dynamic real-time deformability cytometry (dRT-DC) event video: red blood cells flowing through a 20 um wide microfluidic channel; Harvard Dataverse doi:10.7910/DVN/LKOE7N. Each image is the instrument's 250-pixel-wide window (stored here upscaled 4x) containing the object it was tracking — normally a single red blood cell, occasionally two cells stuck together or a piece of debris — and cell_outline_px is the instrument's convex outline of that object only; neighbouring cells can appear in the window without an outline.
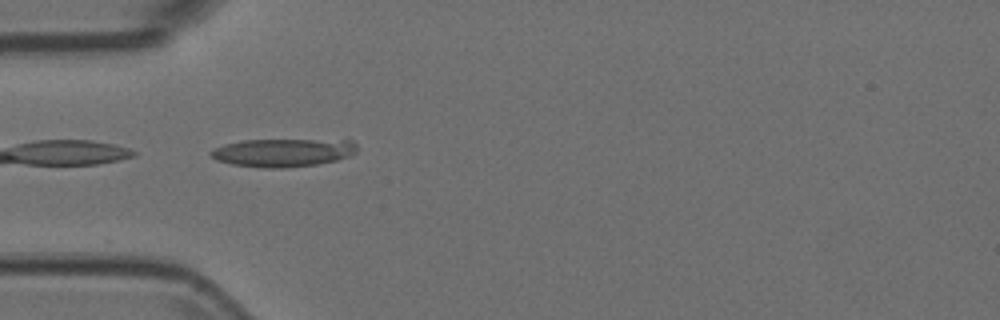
{"species": "Egyptian fruit bat (a non-hibernating species)", "species_latin": "Rousettus aegyptiacus", "temperature_condition": "room temperature", "stored_images_in_passage": 38, "camera_frame_rate_fps": 3000, "um_per_image_px": 0.085, "animal": {"sex": "female"}, "frame": {"image": 1, "passage_image": 1, "time_ms": 0.0, "image_size_px": [1000, 320], "cell_outline_px": [[356, 152], [352, 156], [336, 160], [316, 164], [284, 168], [264, 168], [232, 164], [216, 160], [208, 152], [212, 148], [224, 144], [244, 140], [352, 140], [356, 144]], "centroid_in_image_um": [24.05, 12.97], "position_along_channel_um": 61.0, "area_um2": 24.04}}
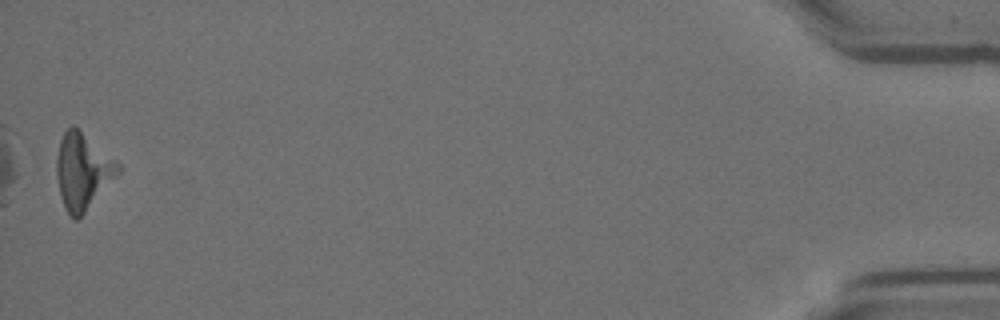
{"frame": {"image": 2, "passage_image": 38, "time_ms": 12.333, "image_size_px": [1000, 320], "cell_outline_px": [[120, 172], [84, 212], [76, 220], [72, 220], [64, 208], [60, 196], [56, 176], [56, 156], [60, 140], [64, 132], [72, 124], [116, 160], [120, 164]], "centroid_in_image_um": [6.99, 14.56], "position_along_channel_um": 428.2, "area_um2": 26.93}}